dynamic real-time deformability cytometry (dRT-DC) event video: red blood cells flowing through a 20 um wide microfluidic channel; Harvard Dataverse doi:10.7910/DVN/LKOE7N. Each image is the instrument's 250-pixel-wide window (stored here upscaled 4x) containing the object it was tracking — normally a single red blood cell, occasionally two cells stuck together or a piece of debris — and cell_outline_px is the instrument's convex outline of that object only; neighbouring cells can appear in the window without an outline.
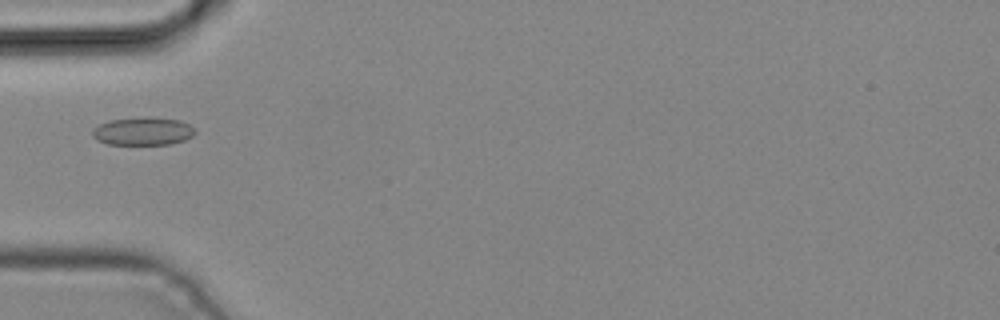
{"species": "common noctule bat (a hibernating species)", "species_latin": "Nyctalus noctula", "temperature_condition": "cold", "stored_images_in_passage": 5, "camera_frame_rate_fps": 3000, "um_per_image_px": 0.085, "animal": {"sex": "male", "body_mass_g": 19.2, "forearm_length_mm": 51.8}, "frame": {"image": 1, "passage_image": 4, "time_ms": 1.0, "image_size_px": [1000, 320], "cell_outline_px": [[196, 132], [192, 136], [184, 140], [172, 144], [108, 144], [96, 140], [92, 136], [92, 128], [108, 120], [144, 116], [148, 116], [180, 120], [196, 128]], "centroid_in_image_um": [12.15, 11.14], "position_along_channel_um": 72.9, "area_um2": 17.05}}
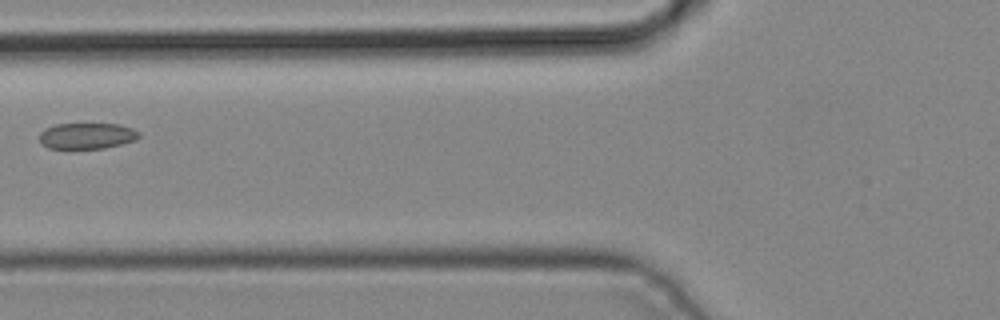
{"frame": {"image": 2, "passage_image": 5, "time_ms": 1.333, "image_size_px": [1000, 320], "cell_outline_px": [[140, 136], [136, 140], [104, 148], [48, 148], [40, 144], [40, 132], [44, 128], [56, 124], [120, 124], [132, 128], [140, 132]], "centroid_in_image_um": [7.38, 11.54], "position_along_channel_um": 118.4, "area_um2": 15.14}}